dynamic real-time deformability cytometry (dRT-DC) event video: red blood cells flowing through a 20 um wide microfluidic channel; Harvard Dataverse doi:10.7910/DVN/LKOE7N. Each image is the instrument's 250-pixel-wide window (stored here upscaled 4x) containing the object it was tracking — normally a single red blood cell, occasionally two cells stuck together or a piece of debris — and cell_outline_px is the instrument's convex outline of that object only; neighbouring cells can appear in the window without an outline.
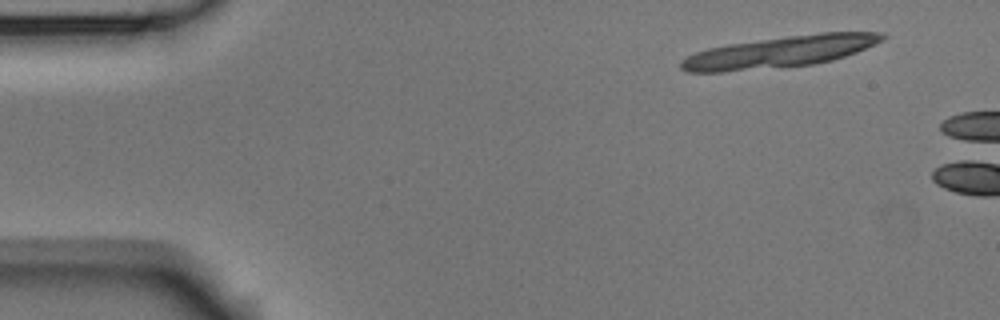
{"species": "Egyptian fruit bat (a non-hibernating species)", "species_latin": "Rousettus aegyptiacus", "temperature_condition": "room temperature", "stored_images_in_passage": 2, "camera_frame_rate_fps": 3000, "um_per_image_px": 0.085, "animal": {"sex": "male"}, "frame": {"image": 1, "passage_image": 1, "time_ms": 0.0, "image_size_px": [1000, 320], "cell_outline_px": [[888, 36], [884, 40], [856, 52], [832, 60], [812, 64], [724, 72], [688, 72], [680, 68], [680, 60], [696, 52], [708, 48], [728, 44], [788, 36], [820, 32], [880, 32]], "centroid_in_image_um": [66.29, 4.4], "position_along_channel_um": 18.7, "area_um2": 36.59}}